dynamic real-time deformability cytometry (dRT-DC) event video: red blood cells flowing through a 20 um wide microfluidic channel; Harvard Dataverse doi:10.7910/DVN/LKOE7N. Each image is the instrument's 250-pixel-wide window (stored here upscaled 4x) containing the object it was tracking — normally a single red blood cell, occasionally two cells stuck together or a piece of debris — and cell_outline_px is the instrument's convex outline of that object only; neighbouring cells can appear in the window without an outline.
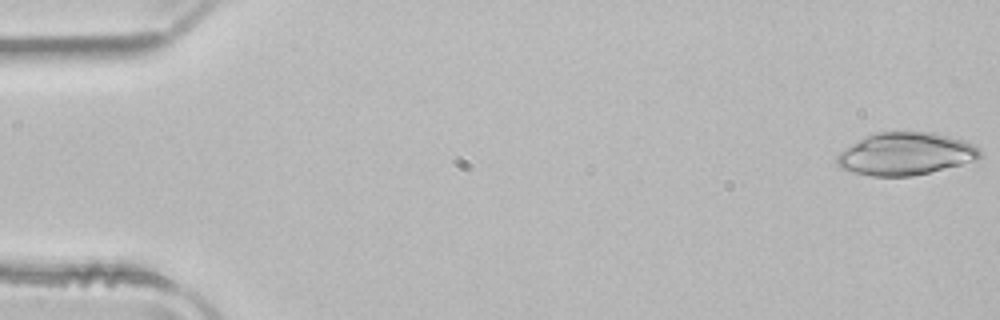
{"species": "common noctule bat (a hibernating species)", "species_latin": "Nyctalus noctula", "temperature_condition": "room temperature", "stored_images_in_passage": 51, "camera_frame_rate_fps": 3000, "um_per_image_px": 0.085, "animal": {"sex": "male", "body_mass_g": 21.5, "forearm_length_mm": 52.0}, "frame": {"image": 1, "passage_image": 1, "time_ms": 0.0, "image_size_px": [1000, 320], "cell_outline_px": [[980, 156], [976, 160], [912, 176], [872, 176], [852, 172], [840, 168], [836, 164], [836, 156], [840, 152], [852, 144], [876, 132], [932, 132], [964, 140], [980, 148]], "centroid_in_image_um": [76.96, 13.08], "position_along_channel_um": 8.0, "area_um2": 35.08}}